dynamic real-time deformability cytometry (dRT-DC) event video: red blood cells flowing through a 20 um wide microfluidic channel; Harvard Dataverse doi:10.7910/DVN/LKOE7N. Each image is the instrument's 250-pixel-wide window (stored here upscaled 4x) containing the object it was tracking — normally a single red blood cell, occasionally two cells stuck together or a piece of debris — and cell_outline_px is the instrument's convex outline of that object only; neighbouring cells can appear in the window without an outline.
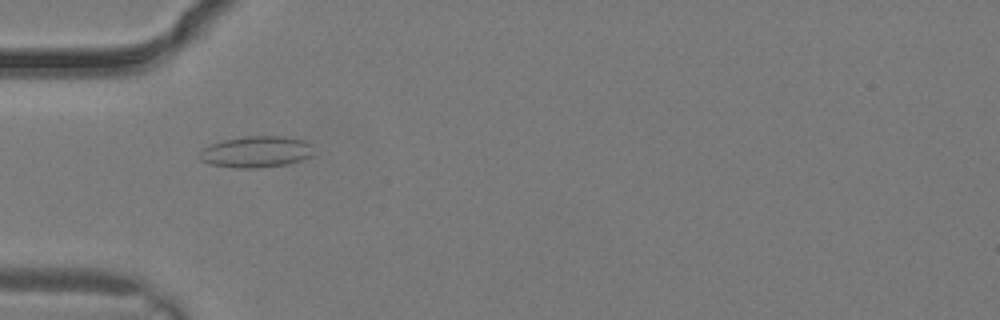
{"species": "common noctule bat (a hibernating species)", "species_latin": "Nyctalus noctula", "temperature_condition": "warm", "stored_images_in_passage": 2, "camera_frame_rate_fps": 3000, "um_per_image_px": 0.085, "animal": {"sex": "male", "body_mass_g": 19.2, "forearm_length_mm": 51.8}, "frame": {"image": 1, "passage_image": 2, "time_ms": 0.333, "image_size_px": [1000, 320], "cell_outline_px": [[312, 156], [288, 164], [256, 168], [236, 168], [208, 164], [200, 160], [200, 152], [208, 144], [224, 140], [244, 136], [284, 136], [304, 140], [312, 144]], "centroid_in_image_um": [21.77, 12.9], "position_along_channel_um": 63.2, "area_um2": 20.98}}